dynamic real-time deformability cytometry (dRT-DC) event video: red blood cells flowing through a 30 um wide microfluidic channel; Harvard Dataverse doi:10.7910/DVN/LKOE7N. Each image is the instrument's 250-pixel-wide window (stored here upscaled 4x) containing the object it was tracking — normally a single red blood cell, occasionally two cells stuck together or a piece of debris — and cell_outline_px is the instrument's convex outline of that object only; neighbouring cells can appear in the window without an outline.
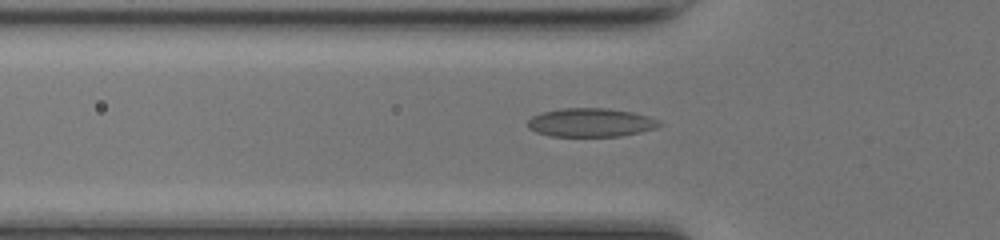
{"species": "common noctule bat (a hibernating species)", "species_latin": "Nyctalus noctula", "temperature_condition": "room temperature", "stored_images_in_passage": 33, "camera_frame_rate_fps": 3000, "um_per_image_px": 0.085, "animal": {"sex": "female", "body_mass_g": 17.0, "forearm_length_mm": 48.0}, "frame": {"image": 1, "passage_image": 7, "time_ms": 2.0, "image_size_px": [1000, 240], "cell_outline_px": [[664, 124], [656, 128], [640, 132], [620, 136], [548, 136], [536, 132], [528, 128], [528, 120], [532, 116], [540, 112], [564, 108], [608, 108], [632, 112], [648, 116], [660, 120]], "centroid_in_image_um": [50.22, 10.41], "position_along_channel_um": 75.6, "area_um2": 22.14}}
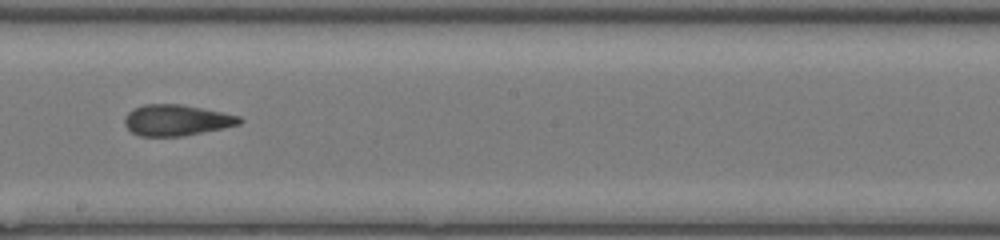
{"frame": {"image": 2, "passage_image": 18, "time_ms": 5.667, "image_size_px": [1000, 240], "cell_outline_px": [[244, 120], [240, 124], [224, 128], [184, 136], [140, 136], [132, 132], [124, 124], [124, 116], [132, 108], [144, 104], [180, 104], [224, 112], [240, 116]], "centroid_in_image_um": [15.01, 10.21], "position_along_channel_um": 233.2, "area_um2": 20.98}}
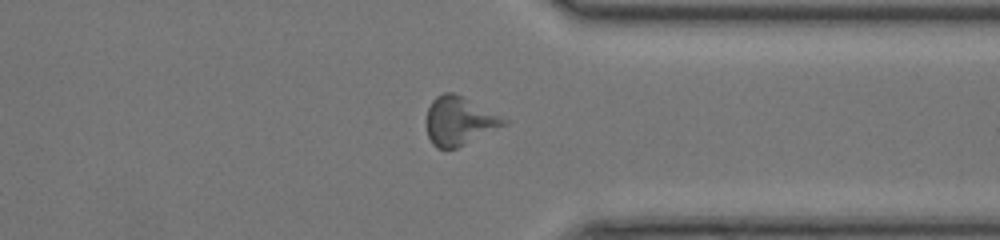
{"frame": {"image": 3, "passage_image": 28, "time_ms": 9.0, "image_size_px": [1000, 240], "cell_outline_px": [[508, 124], [456, 148], [436, 148], [432, 144], [428, 136], [424, 124], [424, 120], [428, 108], [432, 100], [436, 96], [444, 92], [452, 92], [464, 96], [508, 120]], "centroid_in_image_um": [38.99, 10.27], "position_along_channel_um": 372.4, "area_um2": 22.14}, "authors_computed_cell_mechanics": {"area_um2": 21.0392, "velocity_mm_per_s": 4.279, "shape_relaxation_time_tau1_ms": 5.9284, "shape_relaxation_time_tau2_ms": 3.4203, "deformation_change_tau1": 0.1353, "deformation_change_tau2": 0.1238}}